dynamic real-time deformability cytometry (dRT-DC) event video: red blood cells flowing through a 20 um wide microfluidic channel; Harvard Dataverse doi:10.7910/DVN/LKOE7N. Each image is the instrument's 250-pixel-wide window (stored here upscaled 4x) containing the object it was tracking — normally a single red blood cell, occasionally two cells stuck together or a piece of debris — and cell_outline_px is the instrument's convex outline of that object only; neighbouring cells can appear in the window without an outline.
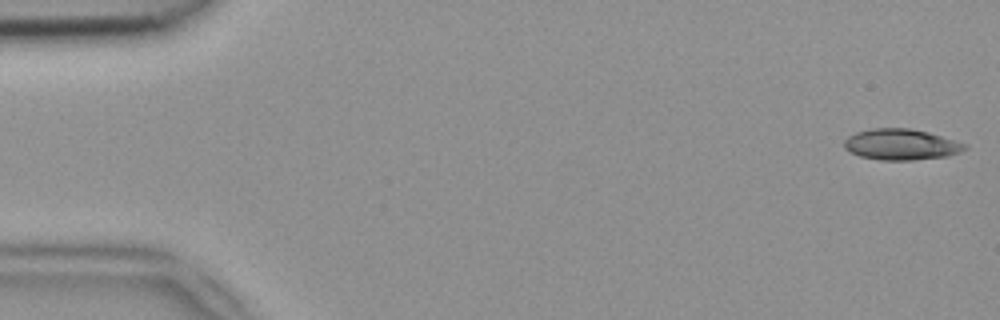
{"species": "common noctule bat (a hibernating species)", "species_latin": "Nyctalus noctula", "temperature_condition": "room temperature", "stored_images_in_passage": 13, "camera_frame_rate_fps": 3000, "um_per_image_px": 0.085, "animal": {"sex": "female", "body_mass_g": 18.4}, "frame": {"image": 1, "passage_image": 1, "time_ms": 0.0, "image_size_px": [1000, 320], "cell_outline_px": [[968, 148], [960, 152], [948, 156], [912, 160], [880, 160], [860, 156], [844, 148], [844, 140], [848, 136], [856, 132], [872, 128], [912, 128], [928, 132], [968, 144]], "centroid_in_image_um": [76.61, 12.27], "position_along_channel_um": 8.4, "area_um2": 21.85}}